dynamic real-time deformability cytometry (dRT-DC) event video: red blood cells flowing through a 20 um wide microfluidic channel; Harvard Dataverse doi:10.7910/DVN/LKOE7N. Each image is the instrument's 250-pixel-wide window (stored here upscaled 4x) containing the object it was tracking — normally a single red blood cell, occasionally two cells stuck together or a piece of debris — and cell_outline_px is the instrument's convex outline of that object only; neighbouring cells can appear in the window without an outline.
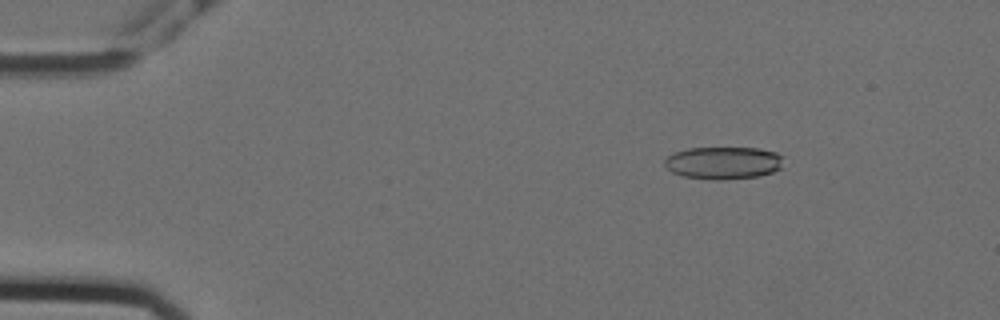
{"species": "Egyptian fruit bat (a non-hibernating species)", "species_latin": "Rousettus aegyptiacus", "temperature_condition": "cold", "stored_images_in_passage": 56, "camera_frame_rate_fps": 3000, "um_per_image_px": 0.085, "animal": {"sex": "female"}, "frame": {"image": 1, "passage_image": 8, "time_ms": 2.333, "image_size_px": [1000, 320], "cell_outline_px": [[784, 156], [780, 168], [772, 172], [760, 176], [716, 180], [684, 176], [672, 172], [664, 164], [664, 160], [668, 156], [676, 152], [688, 148], [760, 148], [776, 152]], "centroid_in_image_um": [61.51, 13.83], "position_along_channel_um": 23.5, "area_um2": 22.43}}
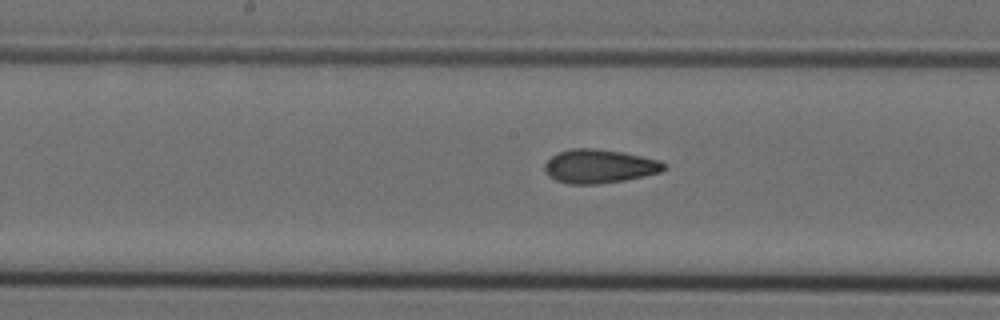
{"frame": {"image": 2, "passage_image": 29, "time_ms": 9.333, "image_size_px": [1000, 320], "cell_outline_px": [[668, 168], [660, 172], [644, 176], [624, 180], [596, 184], [568, 184], [556, 180], [548, 176], [544, 172], [544, 164], [552, 156], [560, 152], [572, 148], [592, 148], [620, 152], [660, 160], [668, 164]], "centroid_in_image_um": [50.95, 14.14], "position_along_channel_um": 197.3, "area_um2": 23.47}}
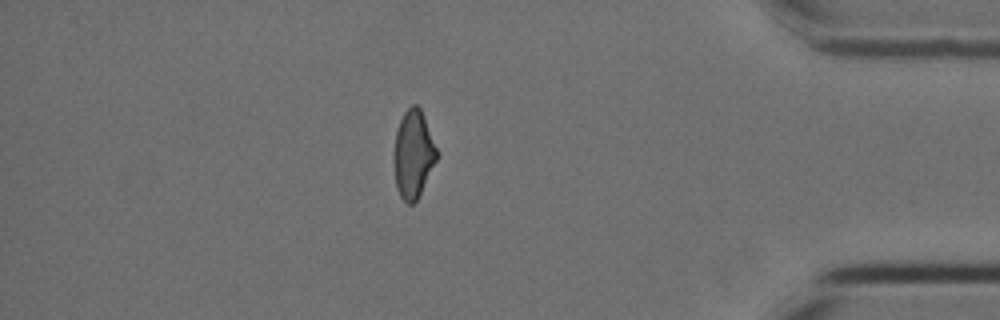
{"frame": {"image": 3, "passage_image": 49, "time_ms": 16.0, "image_size_px": [1000, 320], "cell_outline_px": [[440, 156], [416, 200], [412, 204], [408, 204], [400, 196], [396, 188], [392, 160], [392, 156], [396, 132], [400, 120], [404, 112], [412, 104], [416, 104], [420, 108], [440, 152]], "centroid_in_image_um": [35.13, 13.1], "position_along_channel_um": 400.1, "area_um2": 22.48}, "authors_computed_cell_mechanics": {"area_um2": 22.8888, "velocity_mm_per_s": 3.5752, "shape_relaxation_time_tau1_ms": 7.6932, "shape_relaxation_time_tau2_ms": 2.3304, "deformation_change_tau1": 0.1794, "deformation_change_tau2": 0.0926}}